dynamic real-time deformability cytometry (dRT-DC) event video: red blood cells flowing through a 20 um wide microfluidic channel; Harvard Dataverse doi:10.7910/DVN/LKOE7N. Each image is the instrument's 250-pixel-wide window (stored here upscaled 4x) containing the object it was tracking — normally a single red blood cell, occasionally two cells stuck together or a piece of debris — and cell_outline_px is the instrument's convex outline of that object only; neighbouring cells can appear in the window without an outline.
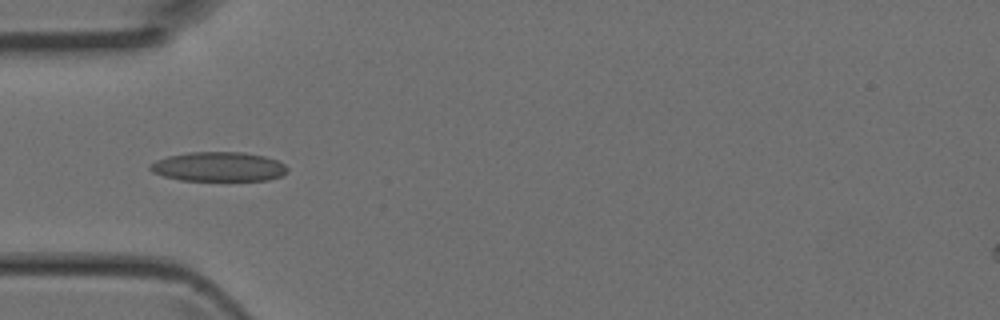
{"species": "Egyptian fruit bat (a non-hibernating species)", "species_latin": "Rousettus aegyptiacus", "temperature_condition": "room temperature", "stored_images_in_passage": 1, "camera_frame_rate_fps": 3000, "um_per_image_px": 0.085, "animal": {"sex": "female"}, "frame": {"image": 1, "passage_image": 1, "time_ms": 0.0, "image_size_px": [1000, 320], "cell_outline_px": [[288, 172], [280, 176], [268, 180], [180, 180], [164, 176], [152, 172], [148, 168], [148, 164], [156, 160], [168, 156], [188, 152], [244, 152], [264, 156], [276, 160], [284, 164], [288, 168]], "centroid_in_image_um": [18.56, 14.16], "position_along_channel_um": 66.4, "area_um2": 23.58}}